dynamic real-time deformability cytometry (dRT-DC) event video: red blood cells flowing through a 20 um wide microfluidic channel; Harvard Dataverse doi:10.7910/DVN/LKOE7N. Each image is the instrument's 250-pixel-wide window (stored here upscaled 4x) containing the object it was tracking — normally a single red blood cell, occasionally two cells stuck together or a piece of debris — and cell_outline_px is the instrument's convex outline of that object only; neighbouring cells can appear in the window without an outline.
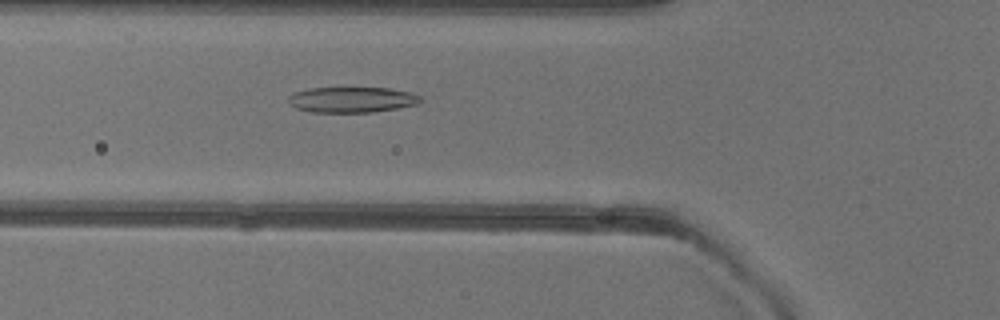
{"species": "common noctule bat (a hibernating species)", "species_latin": "Nyctalus noctula", "temperature_condition": "warm", "stored_images_in_passage": 51, "camera_frame_rate_fps": 3000, "um_per_image_px": 0.085, "animal": {"sex": "female"}, "frame": {"image": 1, "passage_image": 18, "time_ms": 5.667, "image_size_px": [1000, 320], "cell_outline_px": [[424, 100], [416, 104], [396, 108], [372, 112], [312, 112], [296, 108], [288, 100], [288, 96], [292, 92], [308, 88], [388, 88], [408, 92], [420, 96]], "centroid_in_image_um": [29.88, 8.47], "position_along_channel_um": 95.9, "area_um2": 19.59}}
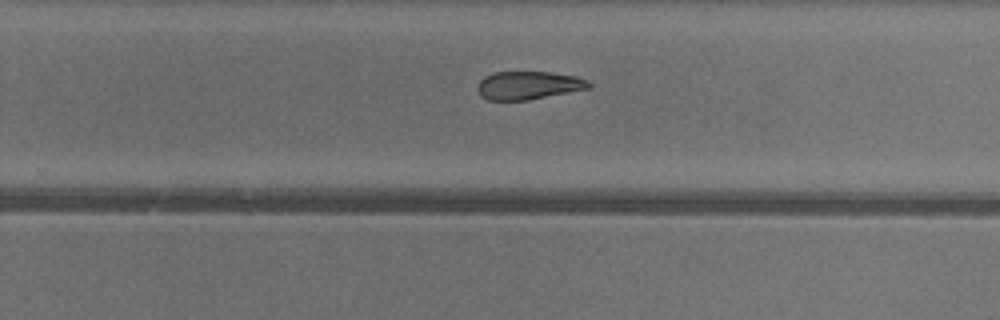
{"frame": {"image": 2, "passage_image": 32, "time_ms": 10.333, "image_size_px": [1000, 320], "cell_outline_px": [[592, 84], [588, 88], [528, 100], [488, 100], [480, 96], [476, 88], [480, 80], [484, 76], [492, 72], [552, 72], [576, 76], [588, 80]], "centroid_in_image_um": [44.87, 7.25], "position_along_channel_um": 284.9, "area_um2": 18.32}}
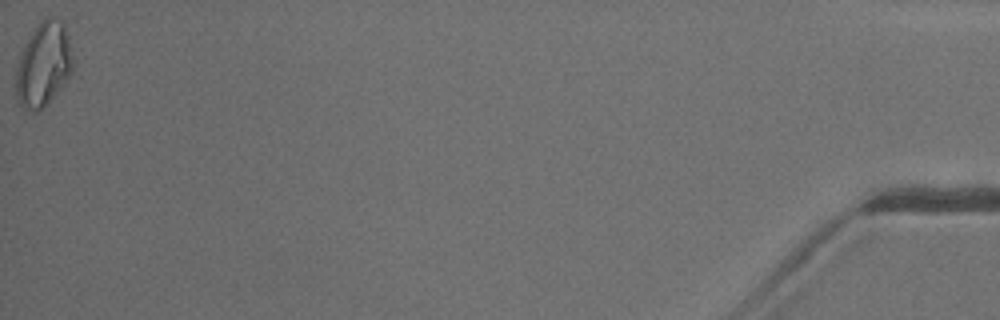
{"frame": {"image": 3, "passage_image": 51, "time_ms": 16.667, "image_size_px": [1000, 320], "cell_outline_px": [[72, 72], [64, 84], [44, 108], [36, 112], [32, 112], [24, 108], [16, 100], [16, 68], [20, 56], [32, 28], [36, 24], [48, 16], [52, 16], [60, 20], [64, 24], [68, 36], [72, 60]], "centroid_in_image_um": [3.68, 5.49], "position_along_channel_um": 431.5, "area_um2": 28.03}, "authors_computed_cell_mechanics": {"area_um2": 21.2126, "velocity_mm_per_s": 4.0482, "shape_relaxation_time_tau1_ms": 6.4673, "shape_relaxation_time_tau2_ms": 6.2626, "deformation_change_tau1": 0.1761, "deformation_change_tau2": 0.1577}}